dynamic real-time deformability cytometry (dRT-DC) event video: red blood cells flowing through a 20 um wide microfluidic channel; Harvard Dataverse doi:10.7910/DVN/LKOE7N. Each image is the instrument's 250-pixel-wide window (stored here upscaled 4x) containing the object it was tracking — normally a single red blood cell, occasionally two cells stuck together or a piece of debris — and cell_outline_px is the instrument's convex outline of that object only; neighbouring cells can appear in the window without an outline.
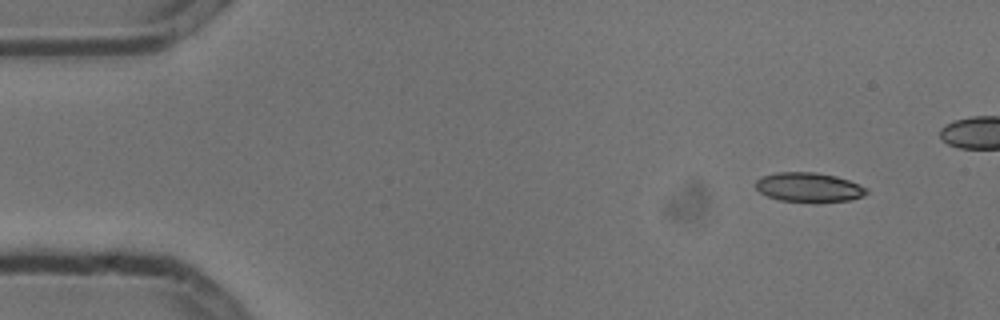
{"species": "common noctule bat (a hibernating species)", "species_latin": "Nyctalus noctula", "temperature_condition": "cold", "stored_images_in_passage": 5, "camera_frame_rate_fps": 3000, "um_per_image_px": 0.085, "animal": {"sex": "male", "body_mass_g": 13.3}, "frame": {"image": 1, "passage_image": 1, "time_ms": 0.0, "image_size_px": [1000, 320], "cell_outline_px": [[868, 192], [864, 196], [852, 200], [816, 204], [812, 204], [780, 200], [768, 196], [760, 192], [756, 188], [756, 180], [764, 176], [776, 172], [816, 172], [836, 176], [848, 180], [868, 188]], "centroid_in_image_um": [68.8, 15.95], "position_along_channel_um": 16.2, "area_um2": 19.54}}
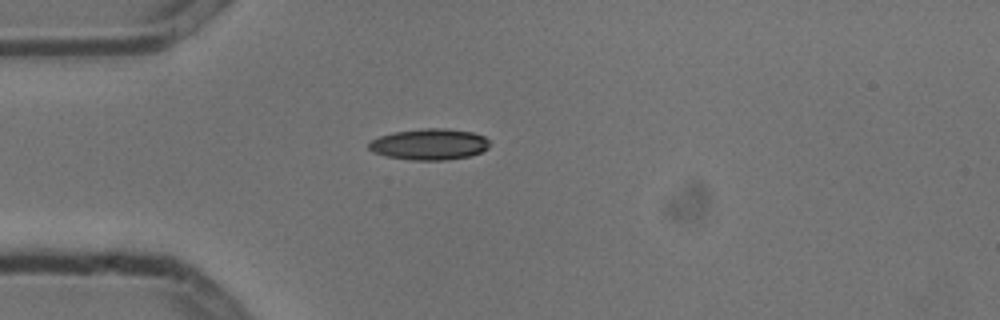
{"frame": {"image": 2, "passage_image": 5, "time_ms": 1.333, "image_size_px": [1000, 320], "cell_outline_px": [[488, 148], [480, 152], [468, 156], [444, 160], [412, 160], [384, 156], [372, 152], [368, 148], [368, 144], [372, 140], [380, 136], [392, 132], [424, 128], [444, 128], [472, 132], [484, 136], [488, 140]], "centroid_in_image_um": [36.46, 12.26], "position_along_channel_um": 48.5, "area_um2": 21.91}}